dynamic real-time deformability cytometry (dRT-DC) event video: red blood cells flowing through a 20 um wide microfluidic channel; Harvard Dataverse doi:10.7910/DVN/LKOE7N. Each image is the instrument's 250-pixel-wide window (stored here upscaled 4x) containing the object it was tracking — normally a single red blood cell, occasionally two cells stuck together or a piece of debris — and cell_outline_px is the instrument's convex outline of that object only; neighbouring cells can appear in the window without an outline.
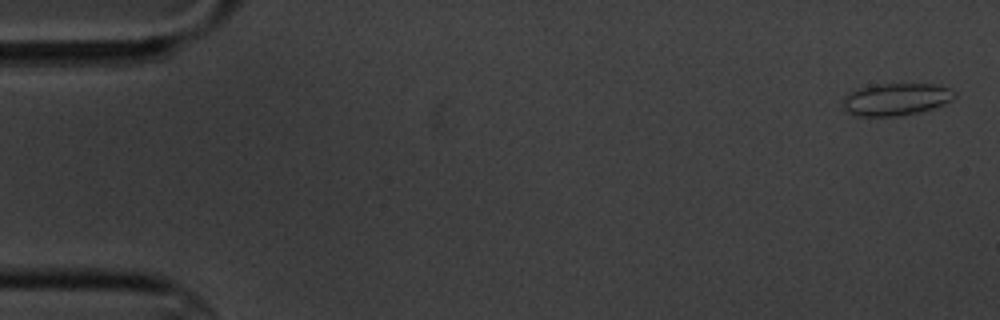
{"species": "common noctule bat (a hibernating species)", "species_latin": "Nyctalus noctula", "temperature_condition": "cold", "stored_images_in_passage": 9, "camera_frame_rate_fps": 3000, "um_per_image_px": 0.085, "animal": {"sex": "male", "body_mass_g": 20.1, "forearm_length_mm": 53.5}, "frame": {"image": 1, "passage_image": 1, "time_ms": 0.0, "image_size_px": [1000, 320], "cell_outline_px": [[956, 96], [952, 100], [944, 104], [932, 108], [916, 112], [896, 116], [856, 116], [848, 112], [844, 108], [844, 96], [848, 92], [860, 88], [880, 84], [936, 84], [948, 88], [956, 92]], "centroid_in_image_um": [76.17, 8.43], "position_along_channel_um": 8.8, "area_um2": 20.81}}
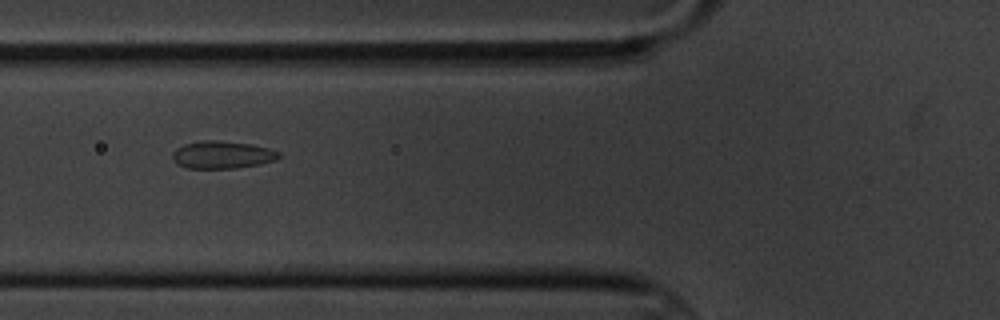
{"frame": {"image": 2, "passage_image": 6, "time_ms": 6.667, "image_size_px": [1000, 320], "cell_outline_px": [[280, 156], [276, 160], [260, 164], [236, 168], [184, 168], [176, 164], [172, 160], [172, 152], [176, 148], [184, 144], [204, 140], [216, 140], [252, 144], [268, 148], [280, 152]], "centroid_in_image_um": [18.86, 13.16], "position_along_channel_um": 106.9, "area_um2": 17.22}}
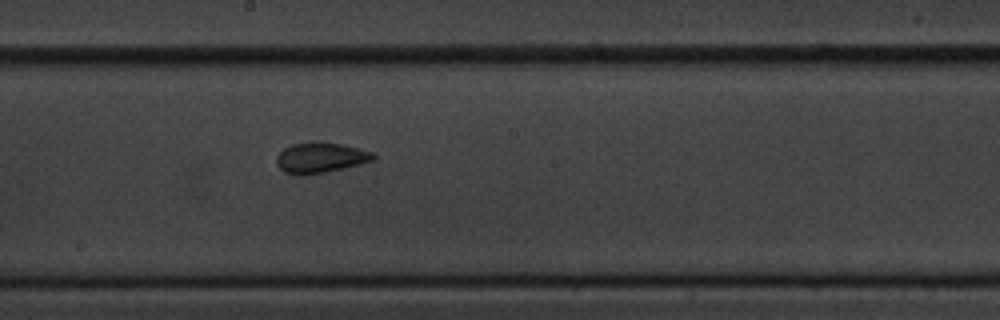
{"frame": {"image": 3, "passage_image": 9, "time_ms": 10.0, "image_size_px": [1000, 320], "cell_outline_px": [[376, 156], [372, 160], [360, 164], [324, 172], [284, 172], [276, 164], [276, 156], [284, 148], [292, 144], [312, 140], [320, 140], [344, 144], [372, 152]], "centroid_in_image_um": [27.25, 13.33], "position_along_channel_um": 221.0, "area_um2": 16.88}}